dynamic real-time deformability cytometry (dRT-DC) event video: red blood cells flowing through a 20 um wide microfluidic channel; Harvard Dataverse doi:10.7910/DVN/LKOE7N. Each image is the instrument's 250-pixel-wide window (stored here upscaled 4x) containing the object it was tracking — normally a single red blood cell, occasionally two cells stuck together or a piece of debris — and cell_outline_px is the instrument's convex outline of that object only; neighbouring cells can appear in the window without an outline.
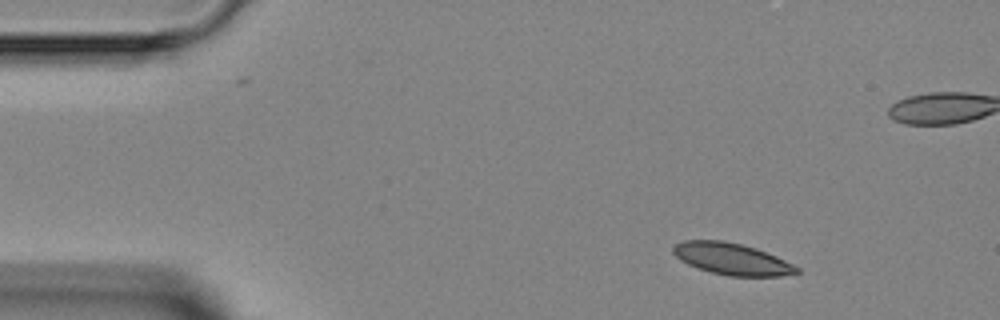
{"species": "Egyptian fruit bat (a non-hibernating species)", "species_latin": "Rousettus aegyptiacus", "temperature_condition": "room temperature", "stored_images_in_passage": 4, "camera_frame_rate_fps": 3000, "um_per_image_px": 0.085, "animal": {"sex": "female"}, "frame": {"image": 1, "passage_image": 1, "time_ms": 0.0, "image_size_px": [1000, 320], "cell_outline_px": [[800, 272], [780, 276], [728, 276], [696, 268], [680, 260], [672, 252], [672, 248], [676, 244], [684, 240], [724, 240], [756, 248], [776, 256], [800, 268]], "centroid_in_image_um": [62.19, 22.01], "position_along_channel_um": 22.8, "area_um2": 22.77}}